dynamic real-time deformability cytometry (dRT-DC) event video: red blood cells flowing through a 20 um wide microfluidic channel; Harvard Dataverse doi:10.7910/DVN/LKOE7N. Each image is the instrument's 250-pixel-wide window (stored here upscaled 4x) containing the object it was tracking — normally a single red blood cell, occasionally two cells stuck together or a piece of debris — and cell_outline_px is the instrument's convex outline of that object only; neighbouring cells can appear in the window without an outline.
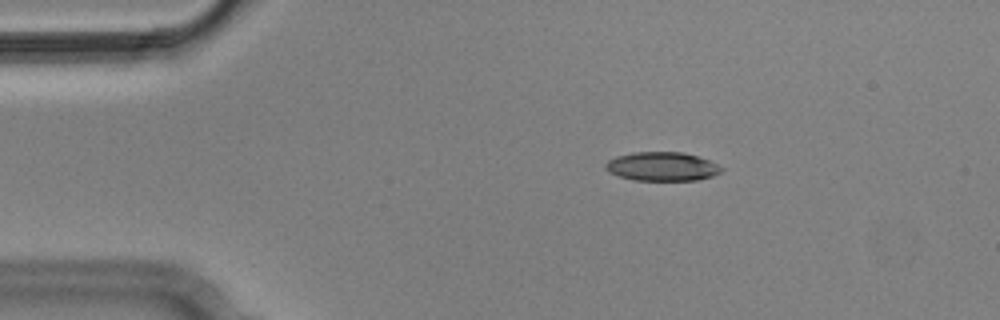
{"species": "Egyptian fruit bat (a non-hibernating species)", "species_latin": "Rousettus aegyptiacus", "temperature_condition": "cold", "stored_images_in_passage": 5, "camera_frame_rate_fps": 3000, "um_per_image_px": 0.085, "animal": {"sex": "male"}, "frame": {"image": 1, "passage_image": 2, "time_ms": 0.333, "image_size_px": [1000, 320], "cell_outline_px": [[724, 168], [720, 172], [712, 176], [696, 180], [632, 180], [608, 172], [604, 168], [604, 164], [608, 160], [616, 156], [632, 152], [684, 152], [708, 160]], "centroid_in_image_um": [56.23, 14.15], "position_along_channel_um": 28.8, "area_um2": 19.48}}
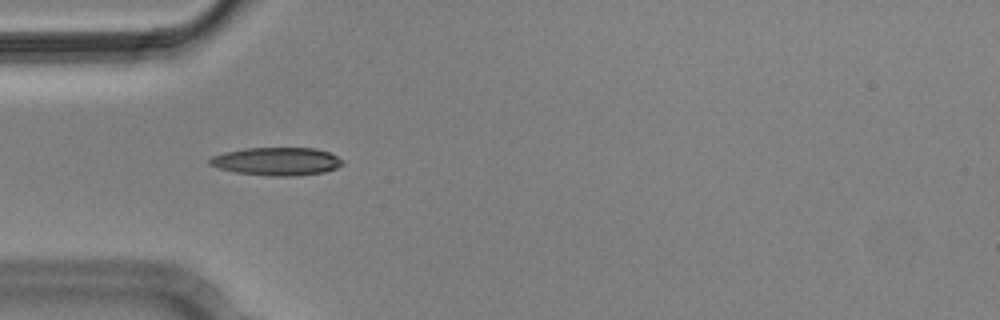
{"frame": {"image": 2, "passage_image": 4, "time_ms": 1.0, "image_size_px": [1000, 320], "cell_outline_px": [[344, 164], [336, 168], [324, 172], [296, 176], [268, 176], [236, 172], [220, 168], [208, 164], [208, 160], [212, 156], [224, 152], [244, 148], [316, 148], [328, 152], [344, 160]], "centroid_in_image_um": [23.53, 13.72], "position_along_channel_um": 61.5, "area_um2": 21.79}}
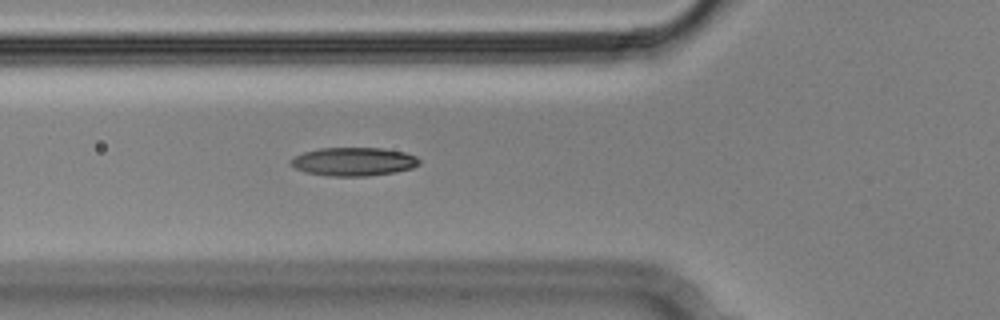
{"frame": {"image": 3, "passage_image": 5, "time_ms": 1.333, "image_size_px": [1000, 320], "cell_outline_px": [[420, 164], [412, 168], [396, 172], [368, 176], [328, 176], [304, 172], [288, 164], [288, 160], [304, 152], [320, 148], [384, 148], [404, 152], [416, 156], [420, 160]], "centroid_in_image_um": [30.05, 13.74], "position_along_channel_um": 95.8, "area_um2": 21.5}}